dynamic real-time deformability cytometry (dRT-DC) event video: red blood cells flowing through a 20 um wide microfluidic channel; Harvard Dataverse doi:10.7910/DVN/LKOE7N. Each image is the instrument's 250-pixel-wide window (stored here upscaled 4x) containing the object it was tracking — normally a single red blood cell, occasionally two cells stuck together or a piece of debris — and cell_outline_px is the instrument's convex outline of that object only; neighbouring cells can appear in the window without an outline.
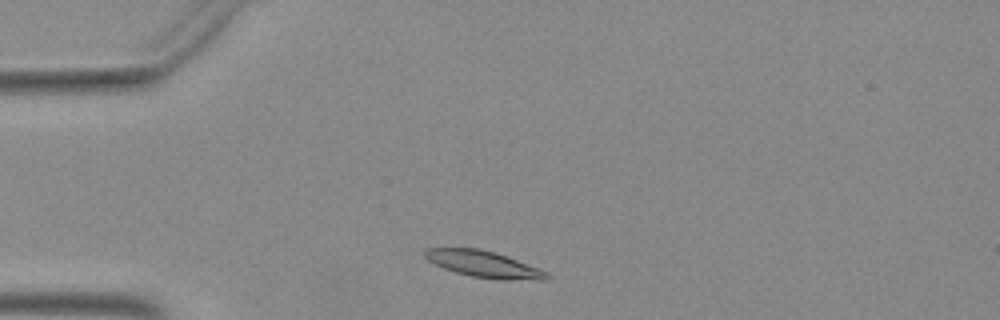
{"species": "Egyptian fruit bat (a non-hibernating species)", "species_latin": "Rousettus aegyptiacus", "temperature_condition": "warm", "stored_images_in_passage": 34, "camera_frame_rate_fps": 3000, "um_per_image_px": 0.085, "animal": {"sex": "female"}, "frame": {"image": 1, "passage_image": 2, "time_ms": 0.333, "image_size_px": [1000, 320], "cell_outline_px": [[552, 276], [548, 280], [500, 280], [472, 276], [456, 272], [444, 268], [428, 260], [424, 256], [424, 248], [476, 248], [492, 252], [540, 268], [548, 272]], "centroid_in_image_um": [41.16, 22.47], "position_along_channel_um": 43.8, "area_um2": 18.67}}
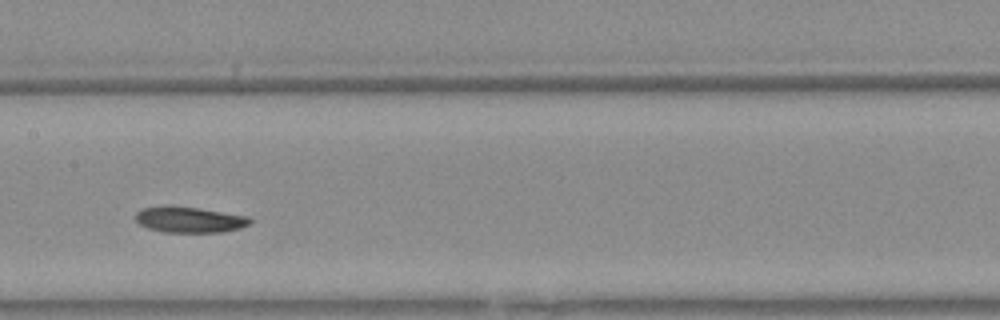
{"frame": {"image": 2, "passage_image": 15, "time_ms": 4.667, "image_size_px": [1000, 320], "cell_outline_px": [[252, 224], [240, 228], [224, 232], [164, 232], [148, 228], [140, 224], [136, 220], [136, 212], [144, 208], [164, 204], [168, 204], [196, 208], [248, 216], [252, 220]], "centroid_in_image_um": [16.1, 18.66], "position_along_channel_um": 191.3, "area_um2": 17.4}}
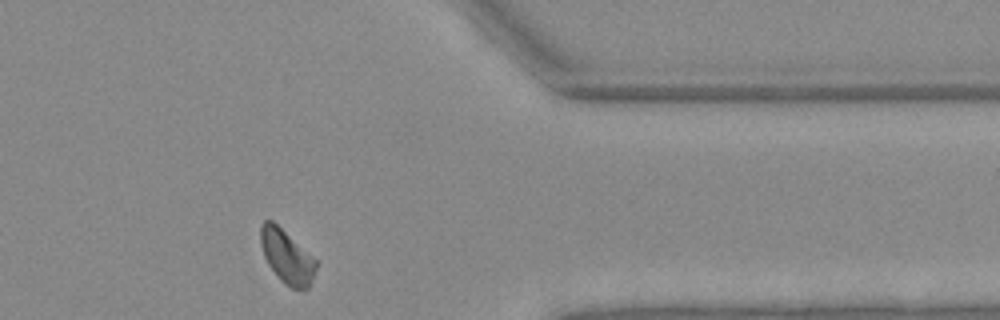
{"frame": {"image": 3, "passage_image": 31, "time_ms": 10.0, "image_size_px": [1000, 320], "cell_outline_px": [[316, 268], [308, 288], [292, 288], [284, 284], [280, 280], [268, 264], [264, 256], [260, 244], [260, 228], [264, 220], [272, 220], [316, 260]], "centroid_in_image_um": [24.34, 21.8], "position_along_channel_um": 387.1, "area_um2": 16.88}}